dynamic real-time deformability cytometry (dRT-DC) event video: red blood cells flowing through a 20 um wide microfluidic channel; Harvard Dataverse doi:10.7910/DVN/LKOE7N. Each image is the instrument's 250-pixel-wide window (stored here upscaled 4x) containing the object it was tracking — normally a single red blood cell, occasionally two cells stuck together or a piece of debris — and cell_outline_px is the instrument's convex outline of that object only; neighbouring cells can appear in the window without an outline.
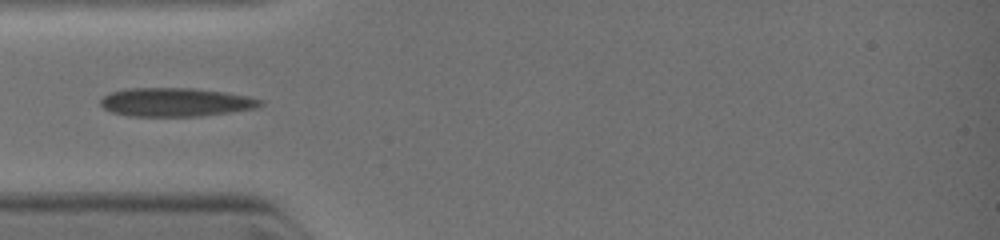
{"species": "common noctule bat (a hibernating species)", "species_latin": "Nyctalus noctula", "temperature_condition": "warm", "stored_images_in_passage": 39, "camera_frame_rate_fps": 3000, "um_per_image_px": 0.085, "animal": {"sex": "female", "body_mass_g": 19.0, "forearm_length_mm": 51.5}, "frame": {"image": 1, "passage_image": 1, "time_ms": 0.0, "image_size_px": [1000, 240], "cell_outline_px": [[264, 104], [256, 108], [200, 116], [128, 116], [112, 112], [104, 108], [100, 104], [100, 100], [104, 96], [112, 92], [124, 88], [192, 88], [224, 92], [248, 96], [264, 100]], "centroid_in_image_um": [14.93, 8.68], "position_along_channel_um": 70.1, "area_um2": 26.65}}
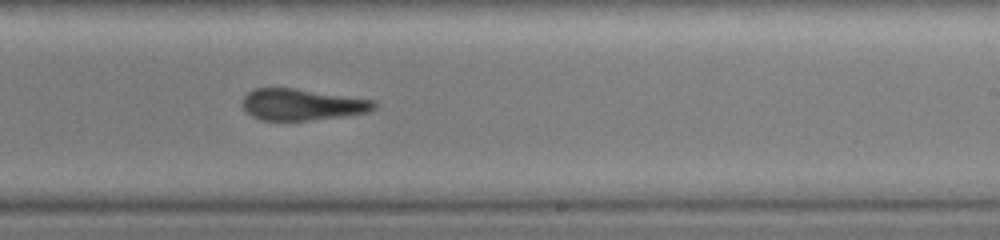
{"frame": {"image": 2, "passage_image": 17, "time_ms": 3.667, "image_size_px": [1000, 240], "cell_outline_px": [[376, 108], [368, 112], [344, 116], [308, 120], [260, 120], [252, 116], [244, 108], [244, 96], [248, 92], [256, 88], [296, 88], [376, 100]], "centroid_in_image_um": [25.71, 8.88], "position_along_channel_um": 263.3, "area_um2": 24.04}}
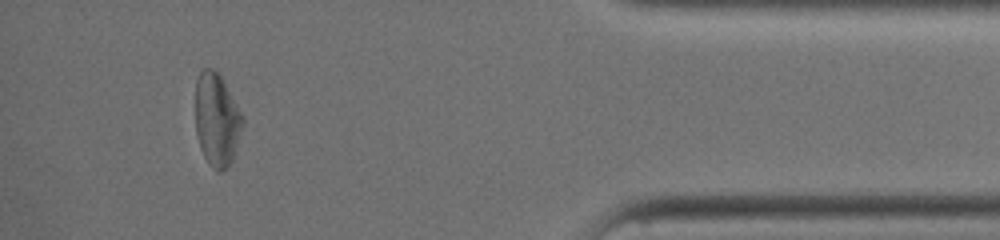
{"frame": {"image": 3, "passage_image": 34, "time_ms": 7.333, "image_size_px": [1000, 240], "cell_outline_px": [[244, 124], [236, 152], [232, 160], [220, 172], [216, 172], [208, 164], [200, 148], [196, 132], [196, 80], [200, 72], [204, 68], [212, 68], [224, 80], [244, 116]], "centroid_in_image_um": [18.45, 10.18], "position_along_channel_um": 416.7, "area_um2": 25.89}}